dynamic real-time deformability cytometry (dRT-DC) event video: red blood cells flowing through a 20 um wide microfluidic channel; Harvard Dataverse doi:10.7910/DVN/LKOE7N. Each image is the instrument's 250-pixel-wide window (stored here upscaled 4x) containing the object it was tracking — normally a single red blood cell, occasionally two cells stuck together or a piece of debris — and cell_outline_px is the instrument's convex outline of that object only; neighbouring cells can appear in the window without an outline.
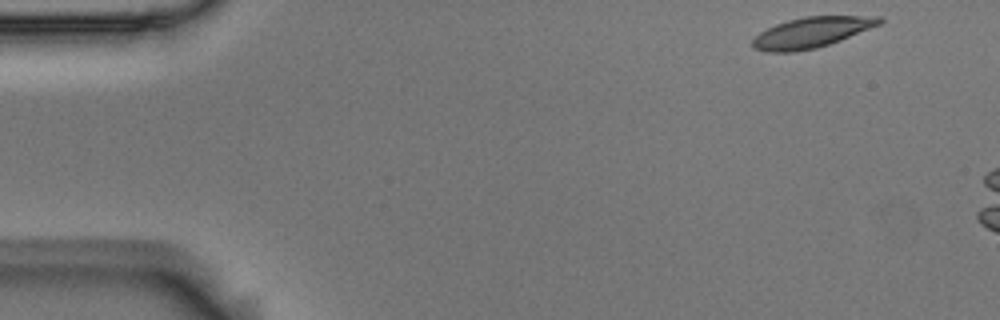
{"species": "Egyptian fruit bat (a non-hibernating species)", "species_latin": "Rousettus aegyptiacus", "temperature_condition": "room temperature", "stored_images_in_passage": 6, "camera_frame_rate_fps": 3000, "um_per_image_px": 0.085, "animal": {"sex": "male"}, "frame": {"image": 1, "passage_image": 1, "time_ms": 0.0, "image_size_px": [1000, 320], "cell_outline_px": [[884, 20], [880, 24], [840, 40], [816, 48], [792, 52], [764, 52], [752, 48], [752, 40], [760, 32], [776, 24], [788, 20], [804, 16], [880, 16]], "centroid_in_image_um": [68.95, 2.76], "position_along_channel_um": 16.0, "area_um2": 22.43}}